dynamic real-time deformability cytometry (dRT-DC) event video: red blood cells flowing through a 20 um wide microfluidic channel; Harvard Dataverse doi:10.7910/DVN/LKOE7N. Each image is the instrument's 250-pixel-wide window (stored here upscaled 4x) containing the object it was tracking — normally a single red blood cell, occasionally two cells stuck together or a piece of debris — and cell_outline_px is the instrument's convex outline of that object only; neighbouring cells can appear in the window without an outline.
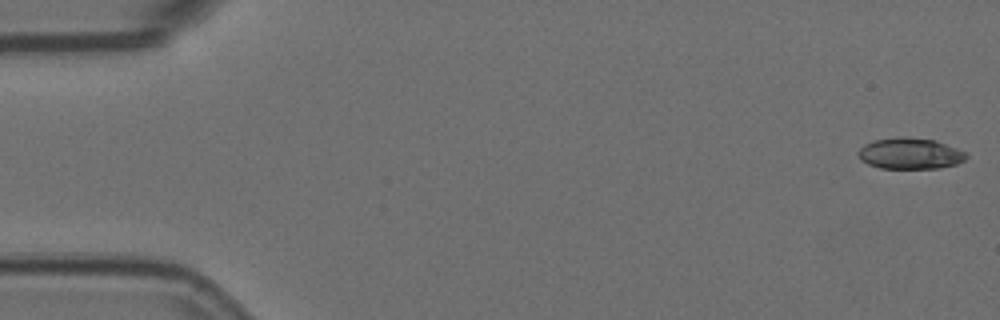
{"species": "Egyptian fruit bat (a non-hibernating species)", "species_latin": "Rousettus aegyptiacus", "temperature_condition": "room temperature", "stored_images_in_passage": 18, "camera_frame_rate_fps": 3000, "um_per_image_px": 0.085, "animal": {"sex": "female"}, "frame": {"image": 1, "passage_image": 1, "time_ms": 0.0, "image_size_px": [1000, 320], "cell_outline_px": [[968, 156], [964, 160], [956, 164], [936, 168], [880, 168], [868, 164], [860, 160], [856, 152], [864, 144], [872, 140], [896, 136], [908, 136], [936, 140], [968, 152]], "centroid_in_image_um": [77.33, 13.02], "position_along_channel_um": 7.7, "area_um2": 20.0}}
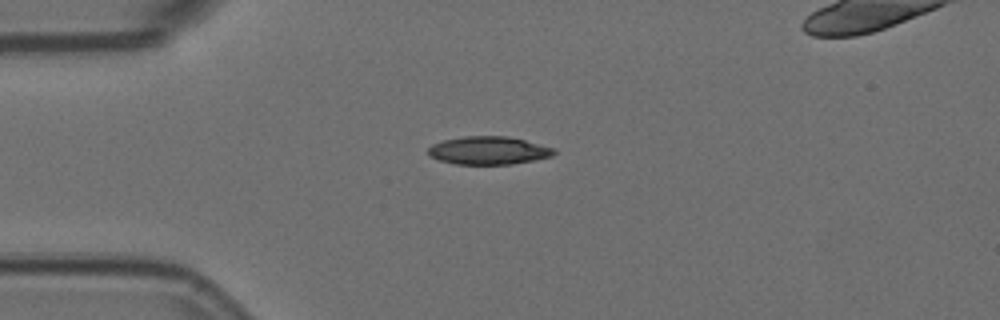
{"frame": {"image": 2, "passage_image": 14, "time_ms": 4.333, "image_size_px": [1000, 320], "cell_outline_px": [[556, 152], [552, 156], [536, 160], [512, 164], [456, 164], [440, 160], [428, 156], [428, 148], [432, 144], [444, 140], [464, 136], [508, 136], [556, 148]], "centroid_in_image_um": [41.54, 12.79], "position_along_channel_um": 43.5, "area_um2": 20.63}}